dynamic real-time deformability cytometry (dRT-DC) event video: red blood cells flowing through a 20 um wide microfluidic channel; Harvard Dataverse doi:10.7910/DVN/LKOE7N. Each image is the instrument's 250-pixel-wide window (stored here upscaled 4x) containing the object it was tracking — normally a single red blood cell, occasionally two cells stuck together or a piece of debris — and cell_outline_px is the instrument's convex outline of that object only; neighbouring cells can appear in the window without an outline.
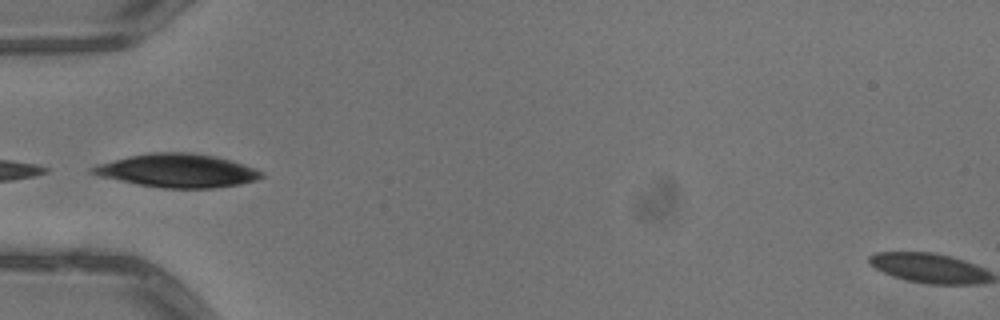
{"species": "common noctule bat (a hibernating species)", "species_latin": "Nyctalus noctula", "temperature_condition": "warm", "stored_images_in_passage": 4, "camera_frame_rate_fps": 3000, "um_per_image_px": 0.085, "animal": {"sex": "male", "body_mass_g": 13.3}, "frame": {"image": 1, "passage_image": 4, "time_ms": 1.0, "image_size_px": [1000, 320], "cell_outline_px": [[264, 176], [256, 180], [240, 184], [212, 188], [164, 188], [136, 184], [100, 176], [88, 172], [88, 168], [96, 164], [132, 156], [152, 152], [192, 152], [216, 156], [244, 164], [264, 172]], "centroid_in_image_um": [15.08, 14.5], "position_along_channel_um": 69.9, "area_um2": 32.95}}